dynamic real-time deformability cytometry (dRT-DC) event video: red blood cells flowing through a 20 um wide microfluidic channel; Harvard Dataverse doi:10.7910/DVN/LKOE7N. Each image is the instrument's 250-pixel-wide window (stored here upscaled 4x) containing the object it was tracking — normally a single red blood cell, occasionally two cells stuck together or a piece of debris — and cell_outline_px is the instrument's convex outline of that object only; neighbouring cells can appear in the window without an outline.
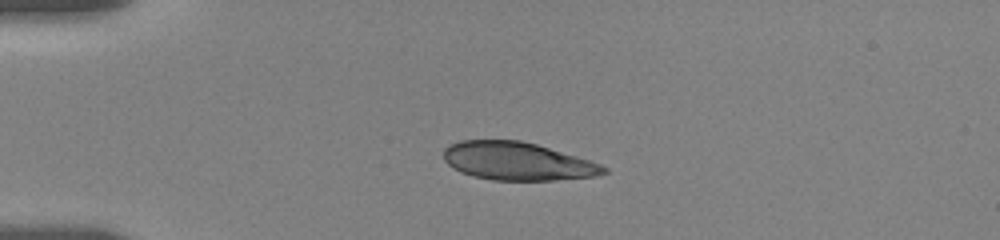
{"species": "human", "species_latin": "Homo sapiens", "temperature_condition": "room temperature", "stored_images_in_passage": 12, "camera_frame_rate_fps": 3000, "um_per_image_px": 0.085, "donor": {"sex": "female"}, "frame": {"image": 1, "passage_image": 1, "time_ms": 0.0, "image_size_px": [1000, 240], "cell_outline_px": [[608, 172], [596, 176], [556, 180], [492, 180], [472, 176], [460, 172], [452, 168], [444, 160], [444, 148], [448, 144], [460, 140], [520, 140], [536, 144], [576, 156], [600, 164], [608, 168]], "centroid_in_image_um": [43.94, 13.7], "position_along_channel_um": 41.1, "area_um2": 35.55}}
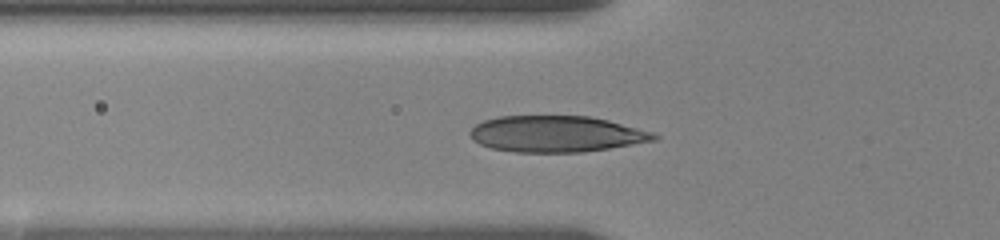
{"frame": {"image": 2, "passage_image": 9, "time_ms": 2.0, "image_size_px": [1000, 240], "cell_outline_px": [[660, 136], [656, 140], [608, 148], [580, 152], [516, 152], [492, 148], [480, 144], [472, 140], [468, 132], [476, 124], [484, 120], [500, 116], [588, 116], [608, 120], [652, 132]], "centroid_in_image_um": [47.25, 11.38], "position_along_channel_um": 78.6, "area_um2": 38.67}}